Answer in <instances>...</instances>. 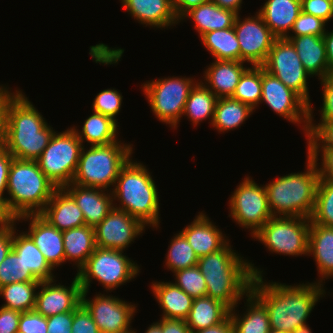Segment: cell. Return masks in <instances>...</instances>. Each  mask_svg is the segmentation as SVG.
Segmentation results:
<instances>
[{
    "label": "cell",
    "instance_id": "obj_1",
    "mask_svg": "<svg viewBox=\"0 0 333 333\" xmlns=\"http://www.w3.org/2000/svg\"><path fill=\"white\" fill-rule=\"evenodd\" d=\"M264 280L263 276L253 277L250 292L267 309L270 329L284 333H292L307 325L318 300L326 294L324 286L315 281L286 285Z\"/></svg>",
    "mask_w": 333,
    "mask_h": 333
},
{
    "label": "cell",
    "instance_id": "obj_2",
    "mask_svg": "<svg viewBox=\"0 0 333 333\" xmlns=\"http://www.w3.org/2000/svg\"><path fill=\"white\" fill-rule=\"evenodd\" d=\"M233 250L230 241L220 250L198 258L197 266L206 281L207 294L230 310L250 292L253 277L263 270Z\"/></svg>",
    "mask_w": 333,
    "mask_h": 333
},
{
    "label": "cell",
    "instance_id": "obj_3",
    "mask_svg": "<svg viewBox=\"0 0 333 333\" xmlns=\"http://www.w3.org/2000/svg\"><path fill=\"white\" fill-rule=\"evenodd\" d=\"M6 103L5 149L16 159L36 161L56 132L22 90Z\"/></svg>",
    "mask_w": 333,
    "mask_h": 333
},
{
    "label": "cell",
    "instance_id": "obj_4",
    "mask_svg": "<svg viewBox=\"0 0 333 333\" xmlns=\"http://www.w3.org/2000/svg\"><path fill=\"white\" fill-rule=\"evenodd\" d=\"M132 159L120 169L112 188L114 207L139 219L148 228L158 229L160 200L157 185L146 165Z\"/></svg>",
    "mask_w": 333,
    "mask_h": 333
},
{
    "label": "cell",
    "instance_id": "obj_5",
    "mask_svg": "<svg viewBox=\"0 0 333 333\" xmlns=\"http://www.w3.org/2000/svg\"><path fill=\"white\" fill-rule=\"evenodd\" d=\"M305 172L274 178L265 186L273 216L311 218L320 176L315 162L307 155Z\"/></svg>",
    "mask_w": 333,
    "mask_h": 333
},
{
    "label": "cell",
    "instance_id": "obj_6",
    "mask_svg": "<svg viewBox=\"0 0 333 333\" xmlns=\"http://www.w3.org/2000/svg\"><path fill=\"white\" fill-rule=\"evenodd\" d=\"M56 189L37 161L12 159L4 200L15 219L40 214Z\"/></svg>",
    "mask_w": 333,
    "mask_h": 333
},
{
    "label": "cell",
    "instance_id": "obj_7",
    "mask_svg": "<svg viewBox=\"0 0 333 333\" xmlns=\"http://www.w3.org/2000/svg\"><path fill=\"white\" fill-rule=\"evenodd\" d=\"M133 145L118 140L109 145L82 148L72 183L112 191L120 169L133 154ZM112 186V187H111Z\"/></svg>",
    "mask_w": 333,
    "mask_h": 333
},
{
    "label": "cell",
    "instance_id": "obj_8",
    "mask_svg": "<svg viewBox=\"0 0 333 333\" xmlns=\"http://www.w3.org/2000/svg\"><path fill=\"white\" fill-rule=\"evenodd\" d=\"M139 273V265L124 255L123 250L96 247L76 275L82 291L89 292L94 279L102 285L104 291L111 293L137 277Z\"/></svg>",
    "mask_w": 333,
    "mask_h": 333
},
{
    "label": "cell",
    "instance_id": "obj_9",
    "mask_svg": "<svg viewBox=\"0 0 333 333\" xmlns=\"http://www.w3.org/2000/svg\"><path fill=\"white\" fill-rule=\"evenodd\" d=\"M193 77H164L146 81L141 85L144 96L158 121L177 129L186 101L194 85Z\"/></svg>",
    "mask_w": 333,
    "mask_h": 333
},
{
    "label": "cell",
    "instance_id": "obj_10",
    "mask_svg": "<svg viewBox=\"0 0 333 333\" xmlns=\"http://www.w3.org/2000/svg\"><path fill=\"white\" fill-rule=\"evenodd\" d=\"M83 146L72 128L57 131L36 160L41 171L57 188L72 183Z\"/></svg>",
    "mask_w": 333,
    "mask_h": 333
},
{
    "label": "cell",
    "instance_id": "obj_11",
    "mask_svg": "<svg viewBox=\"0 0 333 333\" xmlns=\"http://www.w3.org/2000/svg\"><path fill=\"white\" fill-rule=\"evenodd\" d=\"M311 220L307 217L273 216L252 236L271 252L288 256H308Z\"/></svg>",
    "mask_w": 333,
    "mask_h": 333
},
{
    "label": "cell",
    "instance_id": "obj_12",
    "mask_svg": "<svg viewBox=\"0 0 333 333\" xmlns=\"http://www.w3.org/2000/svg\"><path fill=\"white\" fill-rule=\"evenodd\" d=\"M228 201V217L231 216L240 227L249 229L251 236L273 217L265 186L257 184L251 176L242 179Z\"/></svg>",
    "mask_w": 333,
    "mask_h": 333
},
{
    "label": "cell",
    "instance_id": "obj_13",
    "mask_svg": "<svg viewBox=\"0 0 333 333\" xmlns=\"http://www.w3.org/2000/svg\"><path fill=\"white\" fill-rule=\"evenodd\" d=\"M262 67L311 105L307 82L311 76L303 67L295 47L289 40L277 38Z\"/></svg>",
    "mask_w": 333,
    "mask_h": 333
},
{
    "label": "cell",
    "instance_id": "obj_14",
    "mask_svg": "<svg viewBox=\"0 0 333 333\" xmlns=\"http://www.w3.org/2000/svg\"><path fill=\"white\" fill-rule=\"evenodd\" d=\"M88 291H83L81 304L91 314L101 333H123L131 330V322L137 313L136 305L113 295L96 294L87 298Z\"/></svg>",
    "mask_w": 333,
    "mask_h": 333
},
{
    "label": "cell",
    "instance_id": "obj_15",
    "mask_svg": "<svg viewBox=\"0 0 333 333\" xmlns=\"http://www.w3.org/2000/svg\"><path fill=\"white\" fill-rule=\"evenodd\" d=\"M276 114L291 123L300 125L305 136L309 125V105L292 89L262 67V97ZM302 124V125H301Z\"/></svg>",
    "mask_w": 333,
    "mask_h": 333
},
{
    "label": "cell",
    "instance_id": "obj_16",
    "mask_svg": "<svg viewBox=\"0 0 333 333\" xmlns=\"http://www.w3.org/2000/svg\"><path fill=\"white\" fill-rule=\"evenodd\" d=\"M240 17L239 14L236 16L233 25L240 44V61L250 66H262L277 37L258 12L255 16Z\"/></svg>",
    "mask_w": 333,
    "mask_h": 333
},
{
    "label": "cell",
    "instance_id": "obj_17",
    "mask_svg": "<svg viewBox=\"0 0 333 333\" xmlns=\"http://www.w3.org/2000/svg\"><path fill=\"white\" fill-rule=\"evenodd\" d=\"M145 227L139 219L114 207L94 228L96 247L125 251L136 237L143 235Z\"/></svg>",
    "mask_w": 333,
    "mask_h": 333
},
{
    "label": "cell",
    "instance_id": "obj_18",
    "mask_svg": "<svg viewBox=\"0 0 333 333\" xmlns=\"http://www.w3.org/2000/svg\"><path fill=\"white\" fill-rule=\"evenodd\" d=\"M38 289L35 310L46 318L74 311L81 304L83 291L77 275L69 287L56 284V280L53 279L40 282Z\"/></svg>",
    "mask_w": 333,
    "mask_h": 333
},
{
    "label": "cell",
    "instance_id": "obj_19",
    "mask_svg": "<svg viewBox=\"0 0 333 333\" xmlns=\"http://www.w3.org/2000/svg\"><path fill=\"white\" fill-rule=\"evenodd\" d=\"M28 221L29 229L24 231L44 255L45 260L56 270L65 262L62 231L51 225L40 214L24 215L16 222Z\"/></svg>",
    "mask_w": 333,
    "mask_h": 333
},
{
    "label": "cell",
    "instance_id": "obj_20",
    "mask_svg": "<svg viewBox=\"0 0 333 333\" xmlns=\"http://www.w3.org/2000/svg\"><path fill=\"white\" fill-rule=\"evenodd\" d=\"M63 189L82 210L85 224L88 226L95 228L114 208V201L110 191L84 187L74 183L66 185Z\"/></svg>",
    "mask_w": 333,
    "mask_h": 333
},
{
    "label": "cell",
    "instance_id": "obj_21",
    "mask_svg": "<svg viewBox=\"0 0 333 333\" xmlns=\"http://www.w3.org/2000/svg\"><path fill=\"white\" fill-rule=\"evenodd\" d=\"M210 220L203 211L198 212L194 220L180 231L198 258L222 249L229 242L228 236Z\"/></svg>",
    "mask_w": 333,
    "mask_h": 333
},
{
    "label": "cell",
    "instance_id": "obj_22",
    "mask_svg": "<svg viewBox=\"0 0 333 333\" xmlns=\"http://www.w3.org/2000/svg\"><path fill=\"white\" fill-rule=\"evenodd\" d=\"M122 7L142 25L168 29L179 23L173 0H120Z\"/></svg>",
    "mask_w": 333,
    "mask_h": 333
},
{
    "label": "cell",
    "instance_id": "obj_23",
    "mask_svg": "<svg viewBox=\"0 0 333 333\" xmlns=\"http://www.w3.org/2000/svg\"><path fill=\"white\" fill-rule=\"evenodd\" d=\"M243 61L214 60L203 74L204 85L218 98L232 97L240 77L249 68Z\"/></svg>",
    "mask_w": 333,
    "mask_h": 333
},
{
    "label": "cell",
    "instance_id": "obj_24",
    "mask_svg": "<svg viewBox=\"0 0 333 333\" xmlns=\"http://www.w3.org/2000/svg\"><path fill=\"white\" fill-rule=\"evenodd\" d=\"M40 215L59 231L86 225L82 210L63 188L54 191Z\"/></svg>",
    "mask_w": 333,
    "mask_h": 333
},
{
    "label": "cell",
    "instance_id": "obj_25",
    "mask_svg": "<svg viewBox=\"0 0 333 333\" xmlns=\"http://www.w3.org/2000/svg\"><path fill=\"white\" fill-rule=\"evenodd\" d=\"M310 255L316 262L320 277L315 282L323 285L325 279L333 278V227L311 222L308 244V256Z\"/></svg>",
    "mask_w": 333,
    "mask_h": 333
},
{
    "label": "cell",
    "instance_id": "obj_26",
    "mask_svg": "<svg viewBox=\"0 0 333 333\" xmlns=\"http://www.w3.org/2000/svg\"><path fill=\"white\" fill-rule=\"evenodd\" d=\"M257 12L277 38H285L301 13V0H266Z\"/></svg>",
    "mask_w": 333,
    "mask_h": 333
},
{
    "label": "cell",
    "instance_id": "obj_27",
    "mask_svg": "<svg viewBox=\"0 0 333 333\" xmlns=\"http://www.w3.org/2000/svg\"><path fill=\"white\" fill-rule=\"evenodd\" d=\"M285 39L295 47L303 67L311 77L315 75L320 80L332 73L327 64L323 36L303 35Z\"/></svg>",
    "mask_w": 333,
    "mask_h": 333
},
{
    "label": "cell",
    "instance_id": "obj_28",
    "mask_svg": "<svg viewBox=\"0 0 333 333\" xmlns=\"http://www.w3.org/2000/svg\"><path fill=\"white\" fill-rule=\"evenodd\" d=\"M151 291L159 303L165 319L186 320L192 307L193 298L173 282L153 281Z\"/></svg>",
    "mask_w": 333,
    "mask_h": 333
},
{
    "label": "cell",
    "instance_id": "obj_29",
    "mask_svg": "<svg viewBox=\"0 0 333 333\" xmlns=\"http://www.w3.org/2000/svg\"><path fill=\"white\" fill-rule=\"evenodd\" d=\"M237 14L231 10L223 9L214 4L211 0H206L200 5L186 11L180 18L179 23L187 18L193 20V25L201 37L204 33L213 30H223L231 28Z\"/></svg>",
    "mask_w": 333,
    "mask_h": 333
},
{
    "label": "cell",
    "instance_id": "obj_30",
    "mask_svg": "<svg viewBox=\"0 0 333 333\" xmlns=\"http://www.w3.org/2000/svg\"><path fill=\"white\" fill-rule=\"evenodd\" d=\"M16 221L13 223V247L12 250L21 257L26 270H29L39 281H51L55 279L50 264L44 255L34 244L33 240L23 231L16 232Z\"/></svg>",
    "mask_w": 333,
    "mask_h": 333
},
{
    "label": "cell",
    "instance_id": "obj_31",
    "mask_svg": "<svg viewBox=\"0 0 333 333\" xmlns=\"http://www.w3.org/2000/svg\"><path fill=\"white\" fill-rule=\"evenodd\" d=\"M65 262H73L77 272L96 248L94 227L83 225L62 231Z\"/></svg>",
    "mask_w": 333,
    "mask_h": 333
},
{
    "label": "cell",
    "instance_id": "obj_32",
    "mask_svg": "<svg viewBox=\"0 0 333 333\" xmlns=\"http://www.w3.org/2000/svg\"><path fill=\"white\" fill-rule=\"evenodd\" d=\"M247 307L243 315L239 311L236 313V308L230 310V318L232 320L235 333H269L270 322L268 311L265 306L249 292L245 296ZM247 304V305H246Z\"/></svg>",
    "mask_w": 333,
    "mask_h": 333
},
{
    "label": "cell",
    "instance_id": "obj_33",
    "mask_svg": "<svg viewBox=\"0 0 333 333\" xmlns=\"http://www.w3.org/2000/svg\"><path fill=\"white\" fill-rule=\"evenodd\" d=\"M118 124L111 117L93 111V114L84 121L80 128L82 130L77 129V126L71 128L82 144L87 142L89 146L109 145L119 140Z\"/></svg>",
    "mask_w": 333,
    "mask_h": 333
},
{
    "label": "cell",
    "instance_id": "obj_34",
    "mask_svg": "<svg viewBox=\"0 0 333 333\" xmlns=\"http://www.w3.org/2000/svg\"><path fill=\"white\" fill-rule=\"evenodd\" d=\"M230 314V309L209 296L195 298L185 320L192 332L208 328L223 322Z\"/></svg>",
    "mask_w": 333,
    "mask_h": 333
},
{
    "label": "cell",
    "instance_id": "obj_35",
    "mask_svg": "<svg viewBox=\"0 0 333 333\" xmlns=\"http://www.w3.org/2000/svg\"><path fill=\"white\" fill-rule=\"evenodd\" d=\"M254 111L249 105L232 97L218 98L211 126L218 133L233 131L241 127Z\"/></svg>",
    "mask_w": 333,
    "mask_h": 333
},
{
    "label": "cell",
    "instance_id": "obj_36",
    "mask_svg": "<svg viewBox=\"0 0 333 333\" xmlns=\"http://www.w3.org/2000/svg\"><path fill=\"white\" fill-rule=\"evenodd\" d=\"M217 100L218 97L198 81L189 93L182 117H188L194 127L207 119H211L212 124Z\"/></svg>",
    "mask_w": 333,
    "mask_h": 333
},
{
    "label": "cell",
    "instance_id": "obj_37",
    "mask_svg": "<svg viewBox=\"0 0 333 333\" xmlns=\"http://www.w3.org/2000/svg\"><path fill=\"white\" fill-rule=\"evenodd\" d=\"M200 39L214 60L240 61V44L234 27L204 33Z\"/></svg>",
    "mask_w": 333,
    "mask_h": 333
},
{
    "label": "cell",
    "instance_id": "obj_38",
    "mask_svg": "<svg viewBox=\"0 0 333 333\" xmlns=\"http://www.w3.org/2000/svg\"><path fill=\"white\" fill-rule=\"evenodd\" d=\"M41 281L16 282L0 287L1 307L27 312L35 309L36 294Z\"/></svg>",
    "mask_w": 333,
    "mask_h": 333
},
{
    "label": "cell",
    "instance_id": "obj_39",
    "mask_svg": "<svg viewBox=\"0 0 333 333\" xmlns=\"http://www.w3.org/2000/svg\"><path fill=\"white\" fill-rule=\"evenodd\" d=\"M262 97V66H250L240 77L233 99L249 105L255 110Z\"/></svg>",
    "mask_w": 333,
    "mask_h": 333
},
{
    "label": "cell",
    "instance_id": "obj_40",
    "mask_svg": "<svg viewBox=\"0 0 333 333\" xmlns=\"http://www.w3.org/2000/svg\"><path fill=\"white\" fill-rule=\"evenodd\" d=\"M168 245V252L165 256V265L171 272L194 267L198 263V256L195 254L186 238L179 232L174 234Z\"/></svg>",
    "mask_w": 333,
    "mask_h": 333
},
{
    "label": "cell",
    "instance_id": "obj_41",
    "mask_svg": "<svg viewBox=\"0 0 333 333\" xmlns=\"http://www.w3.org/2000/svg\"><path fill=\"white\" fill-rule=\"evenodd\" d=\"M313 224L333 227V181L320 179L317 188L316 202L310 218Z\"/></svg>",
    "mask_w": 333,
    "mask_h": 333
},
{
    "label": "cell",
    "instance_id": "obj_42",
    "mask_svg": "<svg viewBox=\"0 0 333 333\" xmlns=\"http://www.w3.org/2000/svg\"><path fill=\"white\" fill-rule=\"evenodd\" d=\"M314 109L312 104L309 106V125L305 137L307 149H333V122L314 121Z\"/></svg>",
    "mask_w": 333,
    "mask_h": 333
},
{
    "label": "cell",
    "instance_id": "obj_43",
    "mask_svg": "<svg viewBox=\"0 0 333 333\" xmlns=\"http://www.w3.org/2000/svg\"><path fill=\"white\" fill-rule=\"evenodd\" d=\"M39 281L13 250L0 264V287L16 282Z\"/></svg>",
    "mask_w": 333,
    "mask_h": 333
},
{
    "label": "cell",
    "instance_id": "obj_44",
    "mask_svg": "<svg viewBox=\"0 0 333 333\" xmlns=\"http://www.w3.org/2000/svg\"><path fill=\"white\" fill-rule=\"evenodd\" d=\"M173 276H175L173 283L193 299L206 296V281L197 265L178 270Z\"/></svg>",
    "mask_w": 333,
    "mask_h": 333
},
{
    "label": "cell",
    "instance_id": "obj_45",
    "mask_svg": "<svg viewBox=\"0 0 333 333\" xmlns=\"http://www.w3.org/2000/svg\"><path fill=\"white\" fill-rule=\"evenodd\" d=\"M123 96L118 90L107 88L99 92L92 103V111L111 117L118 123L117 114L121 110Z\"/></svg>",
    "mask_w": 333,
    "mask_h": 333
},
{
    "label": "cell",
    "instance_id": "obj_46",
    "mask_svg": "<svg viewBox=\"0 0 333 333\" xmlns=\"http://www.w3.org/2000/svg\"><path fill=\"white\" fill-rule=\"evenodd\" d=\"M326 22L319 17L302 12L295 20L291 33L286 37H298L303 35L323 36L325 34Z\"/></svg>",
    "mask_w": 333,
    "mask_h": 333
},
{
    "label": "cell",
    "instance_id": "obj_47",
    "mask_svg": "<svg viewBox=\"0 0 333 333\" xmlns=\"http://www.w3.org/2000/svg\"><path fill=\"white\" fill-rule=\"evenodd\" d=\"M18 333H47V318L35 309L21 312Z\"/></svg>",
    "mask_w": 333,
    "mask_h": 333
},
{
    "label": "cell",
    "instance_id": "obj_48",
    "mask_svg": "<svg viewBox=\"0 0 333 333\" xmlns=\"http://www.w3.org/2000/svg\"><path fill=\"white\" fill-rule=\"evenodd\" d=\"M307 155L315 162L320 179L333 181V149H307Z\"/></svg>",
    "mask_w": 333,
    "mask_h": 333
},
{
    "label": "cell",
    "instance_id": "obj_49",
    "mask_svg": "<svg viewBox=\"0 0 333 333\" xmlns=\"http://www.w3.org/2000/svg\"><path fill=\"white\" fill-rule=\"evenodd\" d=\"M72 333H101L87 309L80 304L73 311Z\"/></svg>",
    "mask_w": 333,
    "mask_h": 333
},
{
    "label": "cell",
    "instance_id": "obj_50",
    "mask_svg": "<svg viewBox=\"0 0 333 333\" xmlns=\"http://www.w3.org/2000/svg\"><path fill=\"white\" fill-rule=\"evenodd\" d=\"M301 10L327 23L333 18V0H301Z\"/></svg>",
    "mask_w": 333,
    "mask_h": 333
},
{
    "label": "cell",
    "instance_id": "obj_51",
    "mask_svg": "<svg viewBox=\"0 0 333 333\" xmlns=\"http://www.w3.org/2000/svg\"><path fill=\"white\" fill-rule=\"evenodd\" d=\"M322 86L323 102L320 109V121L333 122V73L320 79Z\"/></svg>",
    "mask_w": 333,
    "mask_h": 333
},
{
    "label": "cell",
    "instance_id": "obj_52",
    "mask_svg": "<svg viewBox=\"0 0 333 333\" xmlns=\"http://www.w3.org/2000/svg\"><path fill=\"white\" fill-rule=\"evenodd\" d=\"M73 311L64 312L47 318V333H72Z\"/></svg>",
    "mask_w": 333,
    "mask_h": 333
},
{
    "label": "cell",
    "instance_id": "obj_53",
    "mask_svg": "<svg viewBox=\"0 0 333 333\" xmlns=\"http://www.w3.org/2000/svg\"><path fill=\"white\" fill-rule=\"evenodd\" d=\"M21 312L0 307V333H18Z\"/></svg>",
    "mask_w": 333,
    "mask_h": 333
},
{
    "label": "cell",
    "instance_id": "obj_54",
    "mask_svg": "<svg viewBox=\"0 0 333 333\" xmlns=\"http://www.w3.org/2000/svg\"><path fill=\"white\" fill-rule=\"evenodd\" d=\"M0 85V148L6 145V103L7 99L14 93L9 87Z\"/></svg>",
    "mask_w": 333,
    "mask_h": 333
},
{
    "label": "cell",
    "instance_id": "obj_55",
    "mask_svg": "<svg viewBox=\"0 0 333 333\" xmlns=\"http://www.w3.org/2000/svg\"><path fill=\"white\" fill-rule=\"evenodd\" d=\"M14 157L5 149L0 148V196L5 199L7 191L8 175L12 159Z\"/></svg>",
    "mask_w": 333,
    "mask_h": 333
},
{
    "label": "cell",
    "instance_id": "obj_56",
    "mask_svg": "<svg viewBox=\"0 0 333 333\" xmlns=\"http://www.w3.org/2000/svg\"><path fill=\"white\" fill-rule=\"evenodd\" d=\"M13 247V224L0 230V264Z\"/></svg>",
    "mask_w": 333,
    "mask_h": 333
},
{
    "label": "cell",
    "instance_id": "obj_57",
    "mask_svg": "<svg viewBox=\"0 0 333 333\" xmlns=\"http://www.w3.org/2000/svg\"><path fill=\"white\" fill-rule=\"evenodd\" d=\"M163 333H192L185 320L162 318Z\"/></svg>",
    "mask_w": 333,
    "mask_h": 333
},
{
    "label": "cell",
    "instance_id": "obj_58",
    "mask_svg": "<svg viewBox=\"0 0 333 333\" xmlns=\"http://www.w3.org/2000/svg\"><path fill=\"white\" fill-rule=\"evenodd\" d=\"M192 333H235L234 326L230 316H228L223 322L208 327L194 331Z\"/></svg>",
    "mask_w": 333,
    "mask_h": 333
},
{
    "label": "cell",
    "instance_id": "obj_59",
    "mask_svg": "<svg viewBox=\"0 0 333 333\" xmlns=\"http://www.w3.org/2000/svg\"><path fill=\"white\" fill-rule=\"evenodd\" d=\"M206 0H173V9L179 19L189 9L200 5Z\"/></svg>",
    "mask_w": 333,
    "mask_h": 333
},
{
    "label": "cell",
    "instance_id": "obj_60",
    "mask_svg": "<svg viewBox=\"0 0 333 333\" xmlns=\"http://www.w3.org/2000/svg\"><path fill=\"white\" fill-rule=\"evenodd\" d=\"M14 222L15 218L8 211L4 198L0 196V230L11 226Z\"/></svg>",
    "mask_w": 333,
    "mask_h": 333
},
{
    "label": "cell",
    "instance_id": "obj_61",
    "mask_svg": "<svg viewBox=\"0 0 333 333\" xmlns=\"http://www.w3.org/2000/svg\"><path fill=\"white\" fill-rule=\"evenodd\" d=\"M323 40L325 43L327 64L330 71L333 73V30L329 32L326 29L325 34L323 35Z\"/></svg>",
    "mask_w": 333,
    "mask_h": 333
},
{
    "label": "cell",
    "instance_id": "obj_62",
    "mask_svg": "<svg viewBox=\"0 0 333 333\" xmlns=\"http://www.w3.org/2000/svg\"><path fill=\"white\" fill-rule=\"evenodd\" d=\"M214 4L219 7L235 12L237 15L240 14L243 0H211Z\"/></svg>",
    "mask_w": 333,
    "mask_h": 333
},
{
    "label": "cell",
    "instance_id": "obj_63",
    "mask_svg": "<svg viewBox=\"0 0 333 333\" xmlns=\"http://www.w3.org/2000/svg\"><path fill=\"white\" fill-rule=\"evenodd\" d=\"M144 333H163L162 332V318L160 320L153 322L149 327L146 329Z\"/></svg>",
    "mask_w": 333,
    "mask_h": 333
},
{
    "label": "cell",
    "instance_id": "obj_64",
    "mask_svg": "<svg viewBox=\"0 0 333 333\" xmlns=\"http://www.w3.org/2000/svg\"><path fill=\"white\" fill-rule=\"evenodd\" d=\"M311 330L312 329H310L309 325L307 324L305 326L299 327L292 333H313Z\"/></svg>",
    "mask_w": 333,
    "mask_h": 333
},
{
    "label": "cell",
    "instance_id": "obj_65",
    "mask_svg": "<svg viewBox=\"0 0 333 333\" xmlns=\"http://www.w3.org/2000/svg\"><path fill=\"white\" fill-rule=\"evenodd\" d=\"M136 329H131V330H128V331H125V332H123V333H136L137 332V330L135 331Z\"/></svg>",
    "mask_w": 333,
    "mask_h": 333
},
{
    "label": "cell",
    "instance_id": "obj_66",
    "mask_svg": "<svg viewBox=\"0 0 333 333\" xmlns=\"http://www.w3.org/2000/svg\"><path fill=\"white\" fill-rule=\"evenodd\" d=\"M269 333H284V332H281V331H278V330H270Z\"/></svg>",
    "mask_w": 333,
    "mask_h": 333
}]
</instances>
